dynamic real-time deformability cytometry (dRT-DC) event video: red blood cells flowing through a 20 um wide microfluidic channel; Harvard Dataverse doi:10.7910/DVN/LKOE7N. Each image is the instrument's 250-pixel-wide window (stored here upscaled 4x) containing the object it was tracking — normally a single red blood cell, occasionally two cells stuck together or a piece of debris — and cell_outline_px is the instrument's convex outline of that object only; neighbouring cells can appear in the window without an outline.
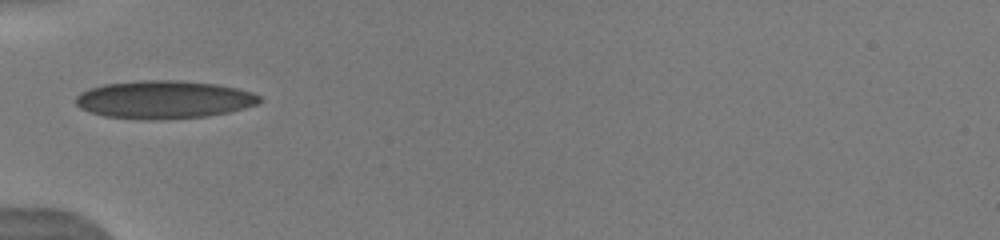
{"species": "human", "species_latin": "Homo sapiens", "temperature_condition": "warm", "stored_images_in_passage": 16, "camera_frame_rate_fps": 3000, "um_per_image_px": 0.085, "donor": {"sex": "male"}, "frame": {"image": 1, "passage_image": 1, "time_ms": 0.0, "image_size_px": [1000, 240], "cell_outline_px": [[264, 100], [256, 104], [244, 108], [228, 112], [208, 116], [160, 120], [144, 120], [104, 116], [88, 112], [80, 108], [76, 104], [76, 96], [80, 92], [88, 88], [104, 84], [140, 80], [180, 80], [216, 84], [236, 88], [252, 92], [260, 96]], "centroid_in_image_um": [13.91, 8.47], "position_along_channel_um": 71.1, "area_um2": 41.04}}
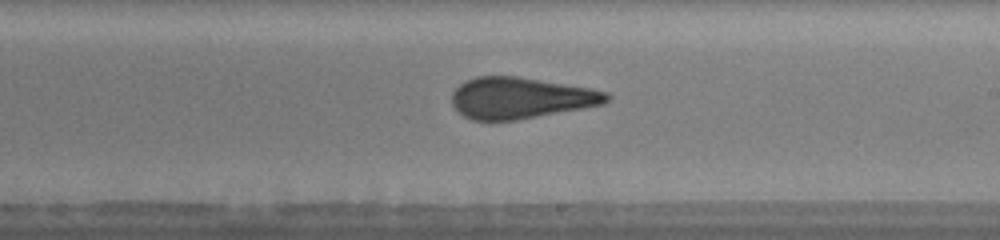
{"frame": {"image": 2, "passage_image": 12, "time_ms": 4.333, "image_size_px": [1000, 240], "cell_outline_px": [[612, 96], [604, 104], [516, 120], [472, 120], [464, 116], [452, 104], [452, 92], [460, 84], [476, 76], [520, 76], [592, 88], [608, 92]], "centroid_in_image_um": [44.28, 8.31], "position_along_channel_um": 244.7, "area_um2": 37.22}}